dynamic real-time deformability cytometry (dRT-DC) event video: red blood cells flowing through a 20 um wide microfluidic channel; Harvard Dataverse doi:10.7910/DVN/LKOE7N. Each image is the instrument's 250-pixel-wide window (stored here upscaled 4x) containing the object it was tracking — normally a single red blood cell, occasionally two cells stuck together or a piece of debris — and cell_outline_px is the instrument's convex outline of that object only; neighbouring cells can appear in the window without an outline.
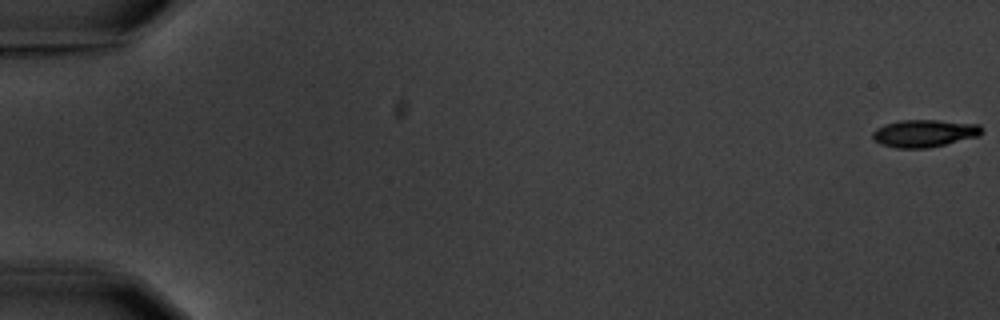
{"species": "common noctule bat (a hibernating species)", "species_latin": "Nyctalus noctula", "temperature_condition": "warm", "stored_images_in_passage": 5, "camera_frame_rate_fps": 3000, "um_per_image_px": 0.085, "animal": {"sex": "male", "body_mass_g": 20.1, "forearm_length_mm": 53.5}, "frame": {"image": 1, "passage_image": 1, "time_ms": 0.0, "image_size_px": [1000, 320], "cell_outline_px": [[984, 132], [980, 136], [928, 148], [896, 148], [880, 144], [872, 136], [872, 132], [876, 128], [884, 124], [900, 120], [936, 120], [980, 124], [984, 128]], "centroid_in_image_um": [78.6, 11.32], "position_along_channel_um": 6.4, "area_um2": 17.63}}